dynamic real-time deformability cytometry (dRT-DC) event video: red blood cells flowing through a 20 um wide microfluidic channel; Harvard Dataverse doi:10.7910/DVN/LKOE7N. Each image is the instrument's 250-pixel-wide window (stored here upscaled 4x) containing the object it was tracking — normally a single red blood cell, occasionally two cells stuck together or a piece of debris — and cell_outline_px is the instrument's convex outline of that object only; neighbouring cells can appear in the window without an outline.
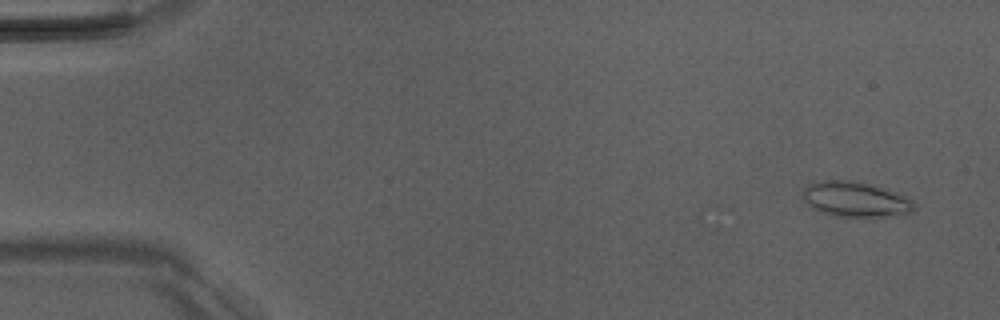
{"species": "Egyptian fruit bat (a non-hibernating species)", "species_latin": "Rousettus aegyptiacus", "temperature_condition": "room temperature", "stored_images_in_passage": 4, "camera_frame_rate_fps": 3000, "um_per_image_px": 0.085, "animal": {"sex": "male"}, "frame": {"image": 1, "passage_image": 1, "time_ms": 0.0, "image_size_px": [1000, 320], "cell_outline_px": [[916, 208], [912, 212], [896, 216], [836, 216], [812, 208], [804, 200], [804, 188], [808, 184], [824, 180], [852, 180], [896, 192], [912, 200]], "centroid_in_image_um": [72.73, 16.94], "position_along_channel_um": 12.3, "area_um2": 22.48}}